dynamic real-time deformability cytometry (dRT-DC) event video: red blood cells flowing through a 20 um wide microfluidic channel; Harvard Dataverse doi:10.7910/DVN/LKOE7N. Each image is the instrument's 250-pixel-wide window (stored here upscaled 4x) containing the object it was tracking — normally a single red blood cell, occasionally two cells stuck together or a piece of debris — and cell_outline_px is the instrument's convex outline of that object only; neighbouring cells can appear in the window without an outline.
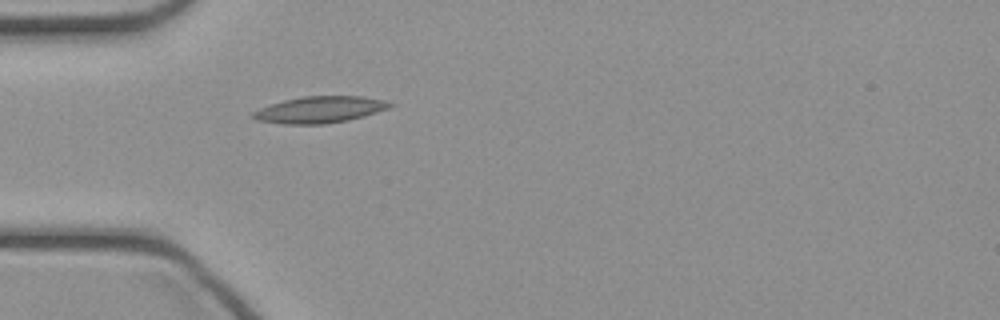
{"species": "common noctule bat (a hibernating species)", "species_latin": "Nyctalus noctula", "temperature_condition": "cold", "stored_images_in_passage": 33, "camera_frame_rate_fps": 3000, "um_per_image_px": 0.085, "animal": {"sex": "female", "body_mass_g": 21.9}, "frame": {"image": 1, "passage_image": 1, "time_ms": 0.0, "image_size_px": [1000, 320], "cell_outline_px": [[396, 104], [388, 108], [364, 116], [348, 120], [324, 124], [280, 124], [256, 120], [252, 116], [252, 112], [260, 108], [284, 100], [304, 96], [364, 96], [384, 100]], "centroid_in_image_um": [27.19, 9.32], "position_along_channel_um": 57.8, "area_um2": 21.15}}
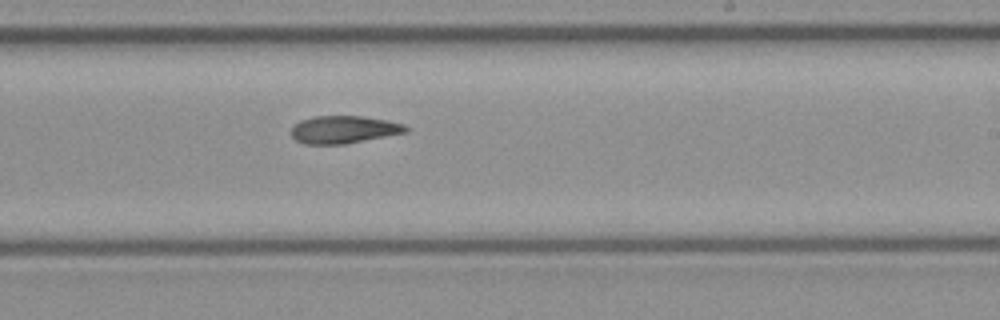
{"frame": {"image": 2, "passage_image": 15, "time_ms": 4.667, "image_size_px": [1000, 320], "cell_outline_px": [[408, 132], [344, 144], [304, 144], [296, 140], [292, 136], [292, 128], [300, 120], [312, 116], [364, 116], [388, 120], [404, 124], [408, 128]], "centroid_in_image_um": [29.23, 11.0], "position_along_channel_um": 259.8, "area_um2": 18.44}}
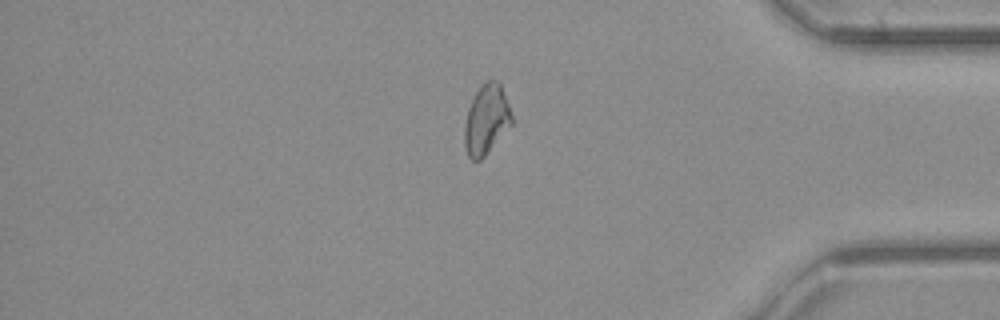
{"frame": {"image": 3, "passage_image": 26, "time_ms": 8.333, "image_size_px": [1000, 320], "cell_outline_px": [[512, 124], [484, 156], [480, 160], [472, 160], [468, 156], [464, 144], [464, 128], [468, 108], [480, 84], [492, 76], [500, 84], [508, 104], [512, 116]], "centroid_in_image_um": [41.33, 10.13], "position_along_channel_um": 393.9, "area_um2": 19.13}}